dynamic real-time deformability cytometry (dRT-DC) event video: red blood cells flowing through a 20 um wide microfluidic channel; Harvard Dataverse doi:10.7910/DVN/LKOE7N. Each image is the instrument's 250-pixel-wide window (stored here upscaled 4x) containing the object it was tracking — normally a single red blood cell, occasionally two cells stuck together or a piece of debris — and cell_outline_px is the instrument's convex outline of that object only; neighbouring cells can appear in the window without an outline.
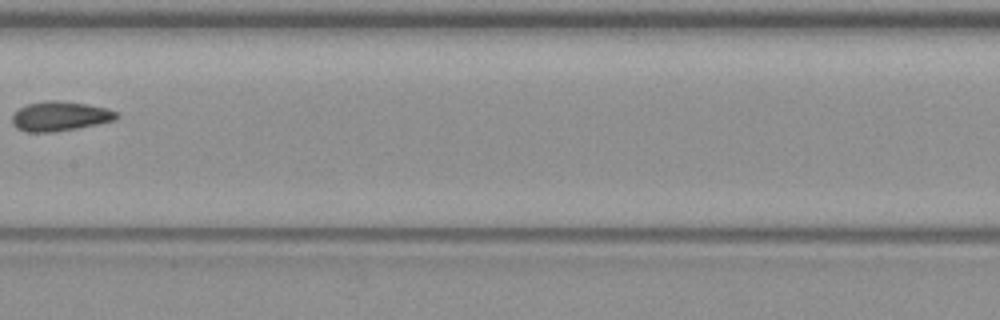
{"species": "common noctule bat (a hibernating species)", "species_latin": "Nyctalus noctula", "temperature_condition": "warm", "stored_images_in_passage": 8, "camera_frame_rate_fps": 3000, "um_per_image_px": 0.085, "animal": {"sex": "female", "body_mass_g": 19.3, "forearm_length_mm": 54.1}, "frame": {"image": 1, "passage_image": 7, "time_ms": 8.667, "image_size_px": [1000, 320], "cell_outline_px": [[120, 116], [116, 120], [56, 132], [28, 132], [16, 128], [12, 124], [12, 116], [20, 108], [28, 104], [44, 100], [52, 100], [88, 104], [108, 108], [116, 112]], "centroid_in_image_um": [5.11, 9.88], "position_along_channel_um": 202.3, "area_um2": 17.98}}
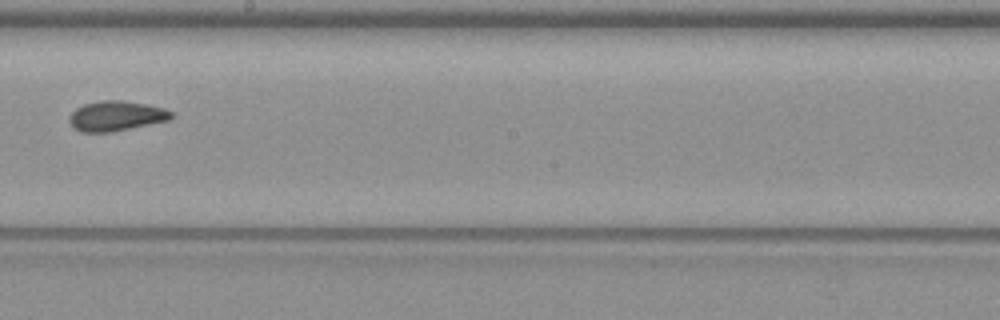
{"frame": {"image": 2, "passage_image": 8, "time_ms": 9.667, "image_size_px": [1000, 320], "cell_outline_px": [[172, 116], [168, 120], [112, 132], [80, 132], [72, 128], [68, 120], [72, 112], [76, 108], [84, 104], [100, 100], [124, 100], [164, 108], [172, 112]], "centroid_in_image_um": [9.82, 9.86], "position_along_channel_um": 238.4, "area_um2": 17.8}}